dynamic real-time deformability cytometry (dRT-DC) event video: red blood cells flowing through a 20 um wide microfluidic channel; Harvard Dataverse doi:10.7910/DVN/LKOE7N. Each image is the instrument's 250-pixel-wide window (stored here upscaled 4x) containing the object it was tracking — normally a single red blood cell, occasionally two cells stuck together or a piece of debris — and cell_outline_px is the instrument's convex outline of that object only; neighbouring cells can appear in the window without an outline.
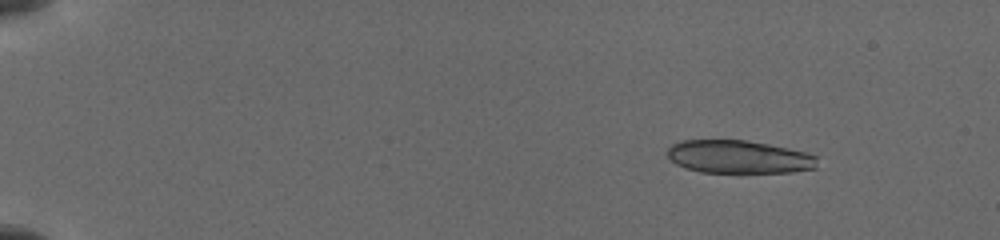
{"species": "common noctule bat (a hibernating species)", "species_latin": "Nyctalus noctula", "temperature_condition": "cold", "stored_images_in_passage": 8, "camera_frame_rate_fps": 3000, "um_per_image_px": 0.085, "animal": {"sex": "female", "body_mass_g": 19.5, "forearm_length_mm": 54.1}, "frame": {"image": 1, "passage_image": 1, "time_ms": 0.0, "image_size_px": [1000, 240], "cell_outline_px": [[816, 168], [792, 172], [700, 172], [684, 168], [676, 164], [664, 152], [672, 144], [680, 140], [744, 140], [768, 144], [788, 148], [804, 152], [816, 156]], "centroid_in_image_um": [62.74, 13.33], "position_along_channel_um": 22.3, "area_um2": 28.84}}